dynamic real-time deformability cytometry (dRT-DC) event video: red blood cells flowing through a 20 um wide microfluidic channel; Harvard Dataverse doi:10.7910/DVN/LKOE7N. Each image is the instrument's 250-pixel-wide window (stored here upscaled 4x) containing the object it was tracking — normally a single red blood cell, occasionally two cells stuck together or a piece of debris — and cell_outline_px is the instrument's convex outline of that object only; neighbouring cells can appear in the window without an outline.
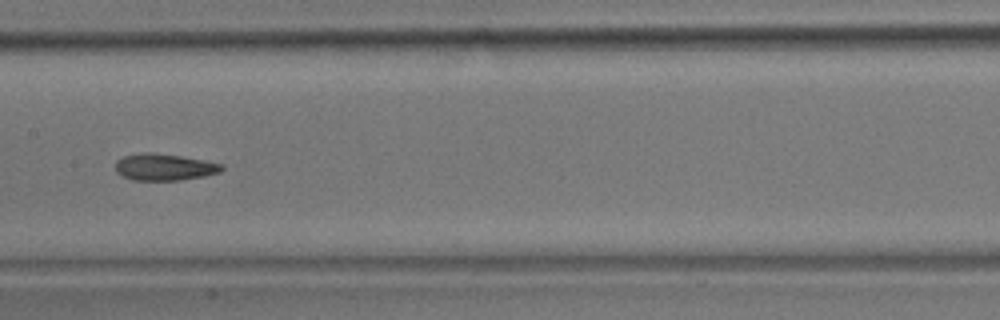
{"species": "common noctule bat (a hibernating species)", "species_latin": "Nyctalus noctula", "temperature_condition": "room temperature", "stored_images_in_passage": 22, "camera_frame_rate_fps": 3000, "um_per_image_px": 0.085, "animal": {"sex": "male", "body_mass_g": 17.9}, "frame": {"image": 1, "passage_image": 13, "time_ms": 4.0, "image_size_px": [1000, 320], "cell_outline_px": [[224, 168], [220, 172], [204, 176], [180, 180], [132, 180], [116, 172], [116, 160], [124, 156], [148, 152], [180, 156], [224, 164]], "centroid_in_image_um": [13.98, 14.21], "position_along_channel_um": 193.4, "area_um2": 16.36}}